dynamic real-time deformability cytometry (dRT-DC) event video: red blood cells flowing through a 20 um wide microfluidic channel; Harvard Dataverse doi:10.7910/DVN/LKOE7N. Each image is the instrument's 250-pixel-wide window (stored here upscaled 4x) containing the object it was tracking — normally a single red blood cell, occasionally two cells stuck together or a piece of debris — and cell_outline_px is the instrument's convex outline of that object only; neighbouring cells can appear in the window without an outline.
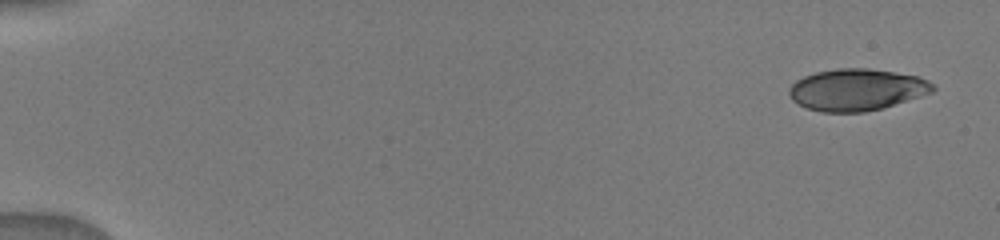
{"species": "human", "species_latin": "Homo sapiens", "temperature_condition": "warm", "stored_images_in_passage": 27, "camera_frame_rate_fps": 3000, "um_per_image_px": 0.085, "donor": {"sex": "male"}, "frame": {"image": 1, "passage_image": 1, "time_ms": 0.0, "image_size_px": [1000, 240], "cell_outline_px": [[936, 88], [932, 92], [884, 108], [864, 112], [820, 112], [808, 108], [792, 100], [788, 92], [792, 84], [796, 80], [804, 76], [816, 72], [836, 68], [868, 68], [916, 76], [928, 80]], "centroid_in_image_um": [72.81, 7.63], "position_along_channel_um": 12.2, "area_um2": 34.85}}
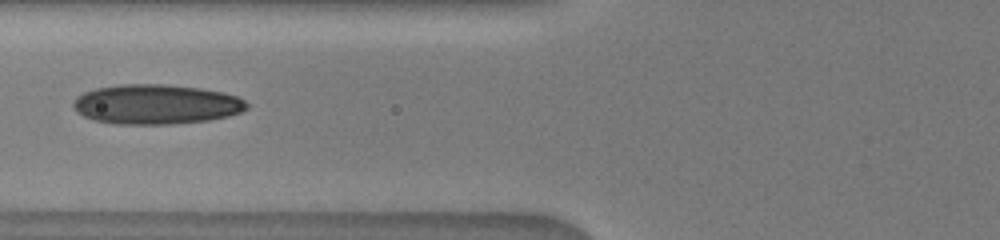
{"frame": {"image": 2, "passage_image": 15, "time_ms": 6.333, "image_size_px": [1000, 240], "cell_outline_px": [[248, 108], [240, 112], [228, 116], [208, 120], [168, 124], [116, 124], [96, 120], [84, 116], [76, 112], [72, 104], [76, 96], [84, 92], [96, 88], [120, 84], [164, 84], [200, 88], [224, 92], [236, 96], [244, 100], [248, 104]], "centroid_in_image_um": [13.26, 8.86], "position_along_channel_um": 112.5, "area_um2": 40.23}}
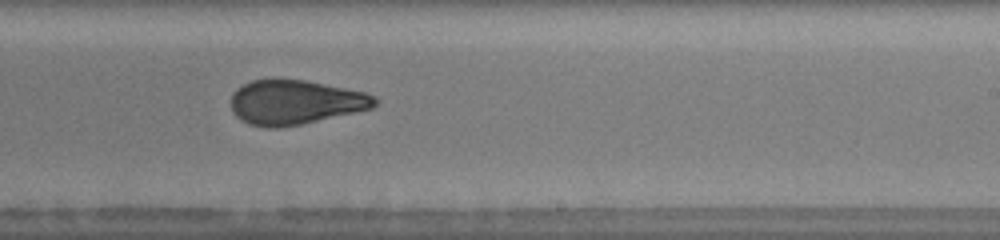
{"frame": {"image": 3, "passage_image": 24, "time_ms": 10.0, "image_size_px": [1000, 240], "cell_outline_px": [[380, 100], [372, 108], [300, 124], [276, 128], [268, 128], [248, 124], [240, 120], [232, 112], [232, 92], [236, 88], [252, 80], [304, 80], [368, 92], [376, 96]], "centroid_in_image_um": [25.1, 8.69], "position_along_channel_um": 263.9, "area_um2": 37.17}}